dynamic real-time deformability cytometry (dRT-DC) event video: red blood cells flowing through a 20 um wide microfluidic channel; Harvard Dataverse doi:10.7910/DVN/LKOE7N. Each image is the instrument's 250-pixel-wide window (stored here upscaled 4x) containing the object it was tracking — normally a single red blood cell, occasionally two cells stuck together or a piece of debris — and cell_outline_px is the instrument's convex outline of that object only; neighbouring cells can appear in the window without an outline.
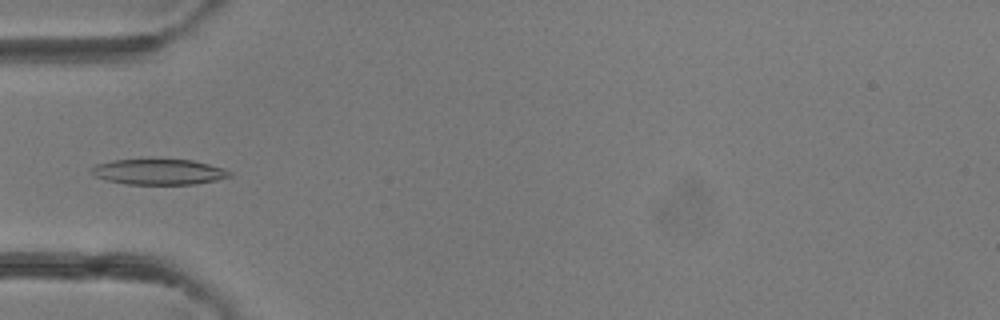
{"species": "common noctule bat (a hibernating species)", "species_latin": "Nyctalus noctula", "temperature_condition": "room temperature", "stored_images_in_passage": 42, "camera_frame_rate_fps": 3000, "um_per_image_px": 0.085, "animal": {"sex": "female"}, "frame": {"image": 1, "passage_image": 14, "time_ms": 4.333, "image_size_px": [1000, 320], "cell_outline_px": [[232, 176], [216, 180], [196, 184], [128, 184], [108, 180], [96, 176], [88, 172], [96, 164], [112, 160], [160, 156], [192, 160], [224, 168], [232, 172]], "centroid_in_image_um": [13.5, 14.55], "position_along_channel_um": 71.5, "area_um2": 21.56}}
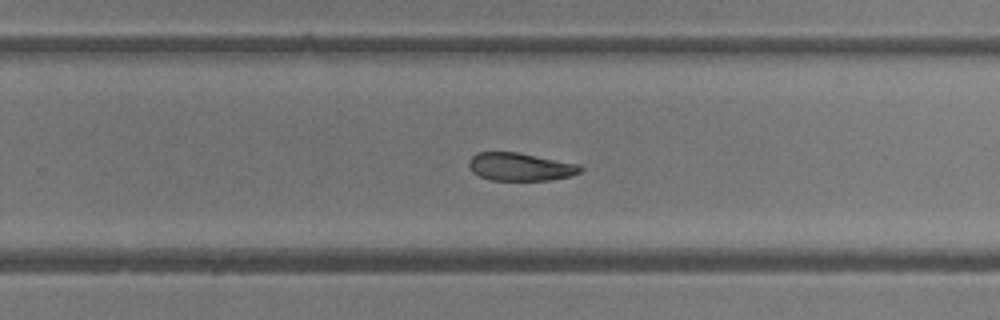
{"frame": {"image": 2, "passage_image": 27, "time_ms": 8.667, "image_size_px": [1000, 320], "cell_outline_px": [[584, 168], [580, 172], [572, 176], [548, 180], [492, 180], [480, 176], [472, 172], [468, 168], [468, 160], [476, 152], [520, 152], [580, 164]], "centroid_in_image_um": [44.23, 14.17], "position_along_channel_um": 285.6, "area_um2": 18.44}}
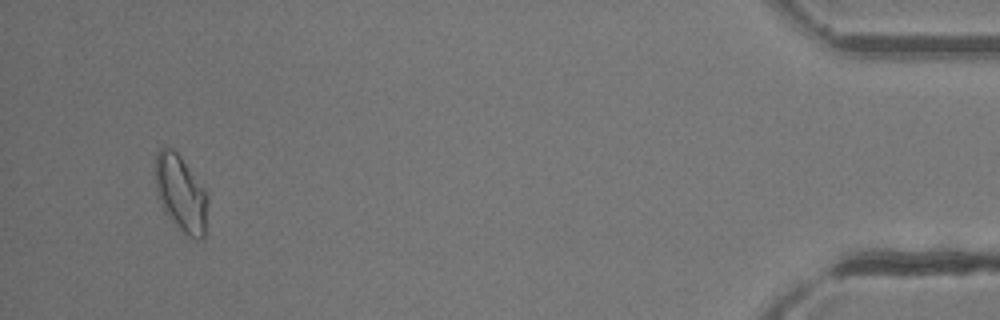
{"frame": {"image": 3, "passage_image": 40, "time_ms": 13.0, "image_size_px": [1000, 320], "cell_outline_px": [[208, 200], [204, 240], [196, 240], [188, 236], [164, 212], [156, 188], [156, 152], [164, 144], [172, 148], [180, 156], [204, 188], [208, 196]], "centroid_in_image_um": [15.39, 16.43], "position_along_channel_um": 419.8, "area_um2": 23.24}}